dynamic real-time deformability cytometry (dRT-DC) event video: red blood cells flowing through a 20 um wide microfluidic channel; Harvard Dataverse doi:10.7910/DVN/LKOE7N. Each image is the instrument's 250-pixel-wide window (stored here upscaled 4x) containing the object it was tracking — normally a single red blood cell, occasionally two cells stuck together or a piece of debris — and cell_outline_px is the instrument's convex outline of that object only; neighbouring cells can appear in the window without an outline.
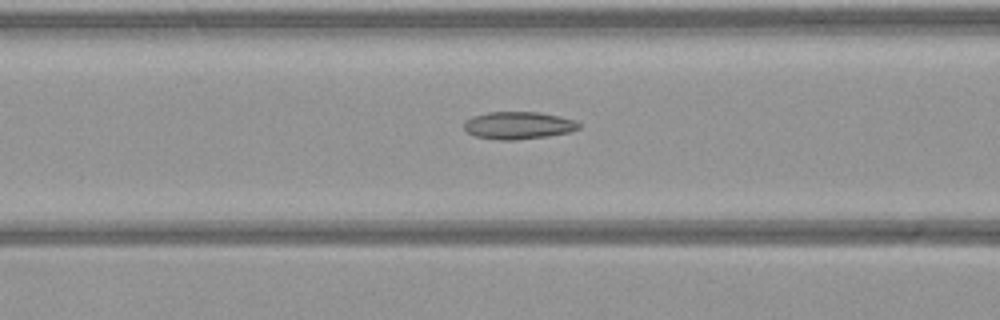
{"species": "common noctule bat (a hibernating species)", "species_latin": "Nyctalus noctula", "temperature_condition": "warm", "stored_images_in_passage": 8, "camera_frame_rate_fps": 3000, "um_per_image_px": 0.085, "animal": {"sex": "female", "body_mass_g": 21.9}, "frame": {"image": 1, "passage_image": 6, "time_ms": 1.667, "image_size_px": [1000, 320], "cell_outline_px": [[580, 128], [568, 132], [548, 136], [516, 140], [500, 140], [476, 136], [468, 132], [464, 128], [464, 120], [472, 116], [488, 112], [540, 112], [560, 116], [576, 120], [580, 124]], "centroid_in_image_um": [44.06, 10.65], "position_along_channel_um": 122.5, "area_um2": 18.44}}